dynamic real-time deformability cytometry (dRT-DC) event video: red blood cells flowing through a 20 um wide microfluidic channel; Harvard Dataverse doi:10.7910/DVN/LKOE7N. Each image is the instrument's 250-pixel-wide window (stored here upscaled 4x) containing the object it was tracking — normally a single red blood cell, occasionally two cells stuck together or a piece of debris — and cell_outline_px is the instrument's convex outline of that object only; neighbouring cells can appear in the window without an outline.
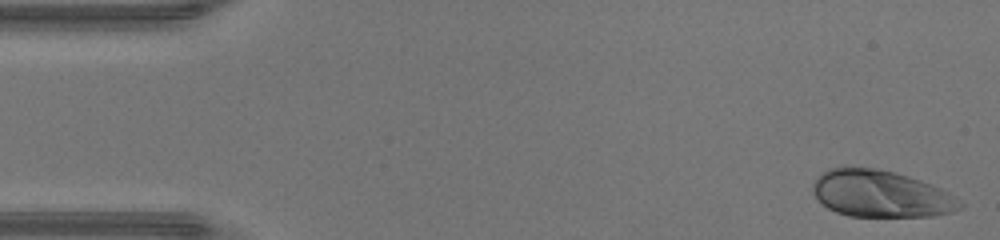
{"species": "human", "species_latin": "Homo sapiens", "temperature_condition": "warm", "stored_images_in_passage": 45, "camera_frame_rate_fps": 3000, "um_per_image_px": 0.085, "donor": {"sex": "male"}, "frame": {"image": 1, "passage_image": 1, "time_ms": 0.0, "image_size_px": [1000, 240], "cell_outline_px": [[964, 204], [960, 208], [952, 212], [932, 216], [848, 216], [836, 212], [828, 208], [812, 192], [812, 184], [828, 168], [844, 164], [876, 168], [896, 172], [932, 184], [948, 192]], "centroid_in_image_um": [74.84, 16.44], "position_along_channel_um": 10.2, "area_um2": 40.52}}
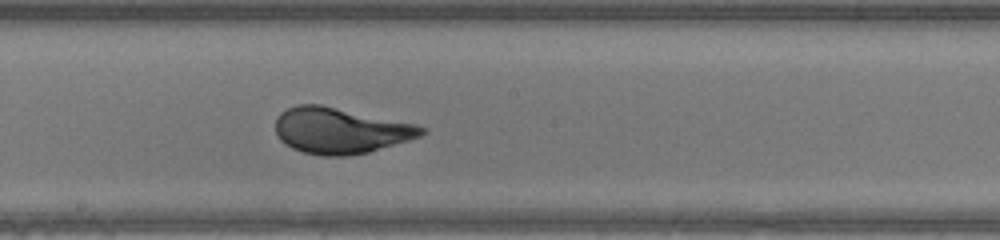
{"frame": {"image": 2, "passage_image": 24, "time_ms": 7.667, "image_size_px": [1000, 240], "cell_outline_px": [[428, 132], [420, 136], [408, 140], [368, 152], [348, 156], [324, 156], [304, 152], [292, 148], [284, 144], [276, 136], [276, 116], [280, 112], [296, 104], [320, 104], [416, 124], [428, 128]], "centroid_in_image_um": [28.91, 11.09], "position_along_channel_um": 219.3, "area_um2": 39.19}}
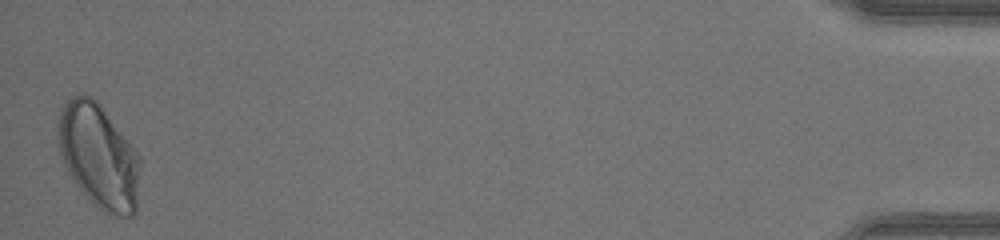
{"frame": {"image": 3, "passage_image": 45, "time_ms": 14.667, "image_size_px": [1000, 240], "cell_outline_px": [[140, 164], [136, 212], [132, 216], [120, 216], [108, 212], [100, 208], [76, 184], [68, 172], [60, 156], [56, 140], [56, 124], [60, 108], [76, 92], [84, 92], [92, 96], [100, 104], [140, 156]], "centroid_in_image_um": [8.35, 13.19], "position_along_channel_um": 426.9, "area_um2": 50.05}, "authors_computed_cell_mechanics": {"area_um2": 39.0728, "velocity_mm_per_s": 4.4179, "shape_relaxation_time_tau1_ms": 3.9357, "shape_relaxation_time_tau2_ms": null, "deformation_change_tau1": 0.2035, "deformation_change_tau2": null}}